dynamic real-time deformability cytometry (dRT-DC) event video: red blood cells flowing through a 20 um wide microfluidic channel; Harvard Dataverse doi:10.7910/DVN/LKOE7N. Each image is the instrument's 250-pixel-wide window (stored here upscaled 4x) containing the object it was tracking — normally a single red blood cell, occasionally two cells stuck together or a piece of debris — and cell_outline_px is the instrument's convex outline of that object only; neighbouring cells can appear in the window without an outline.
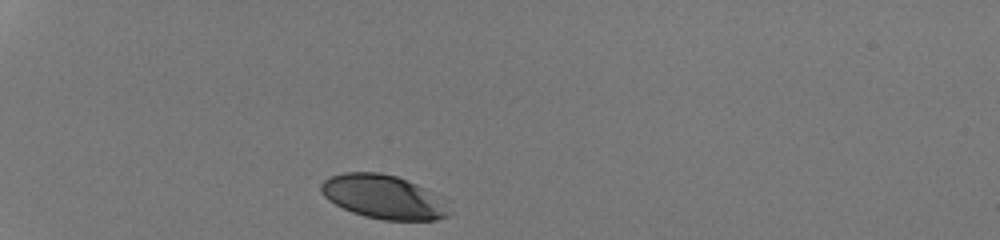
{"species": "human", "species_latin": "Homo sapiens", "temperature_condition": "room temperature", "stored_images_in_passage": 29, "camera_frame_rate_fps": 3000, "um_per_image_px": 0.085, "donor": {"sex": "male"}, "frame": {"image": 1, "passage_image": 1, "time_ms": 0.0, "image_size_px": [1000, 240], "cell_outline_px": [[452, 212], [448, 216], [436, 220], [384, 220], [364, 216], [352, 212], [328, 200], [320, 192], [320, 184], [324, 180], [332, 176], [344, 172], [380, 172], [396, 176], [408, 180], [424, 188]], "centroid_in_image_um": [32.52, 16.73], "position_along_channel_um": 52.5, "area_um2": 32.19}}
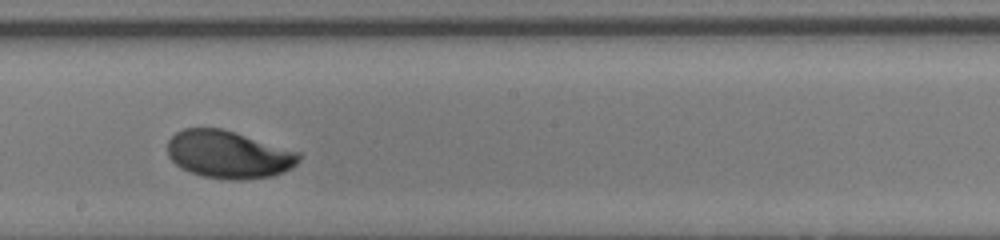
{"frame": {"image": 2, "passage_image": 17, "time_ms": 5.333, "image_size_px": [1000, 240], "cell_outline_px": [[300, 160], [292, 168], [272, 176], [240, 180], [232, 180], [204, 176], [188, 172], [180, 168], [168, 156], [168, 140], [176, 132], [184, 128], [220, 128], [300, 152]], "centroid_in_image_um": [19.41, 13.14], "position_along_channel_um": 228.8, "area_um2": 36.3}}
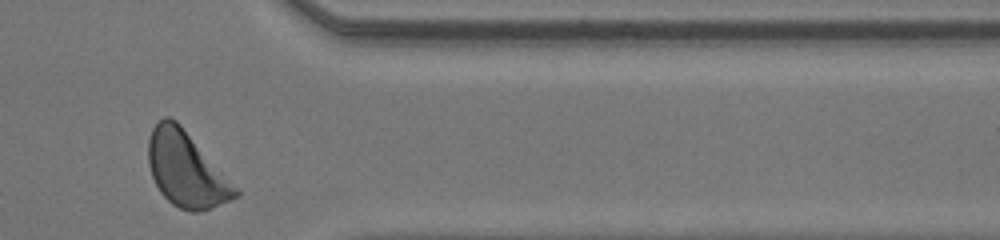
{"frame": {"image": 3, "passage_image": 29, "time_ms": 9.333, "image_size_px": [1000, 240], "cell_outline_px": [[240, 196], [212, 208], [200, 212], [192, 212], [180, 208], [172, 204], [160, 192], [152, 176], [148, 164], [148, 140], [152, 128], [164, 116], [168, 116], [176, 120], [180, 124], [240, 192]], "centroid_in_image_um": [15.8, 14.42], "position_along_channel_um": 395.6, "area_um2": 37.51}, "authors_computed_cell_mechanics": {"area_um2": 36.0094, "velocity_mm_per_s": 4.2639, "shape_relaxation_time_tau1_ms": 2.2453, "shape_relaxation_time_tau2_ms": null, "deformation_change_tau1": 0.127, "deformation_change_tau2": null}}